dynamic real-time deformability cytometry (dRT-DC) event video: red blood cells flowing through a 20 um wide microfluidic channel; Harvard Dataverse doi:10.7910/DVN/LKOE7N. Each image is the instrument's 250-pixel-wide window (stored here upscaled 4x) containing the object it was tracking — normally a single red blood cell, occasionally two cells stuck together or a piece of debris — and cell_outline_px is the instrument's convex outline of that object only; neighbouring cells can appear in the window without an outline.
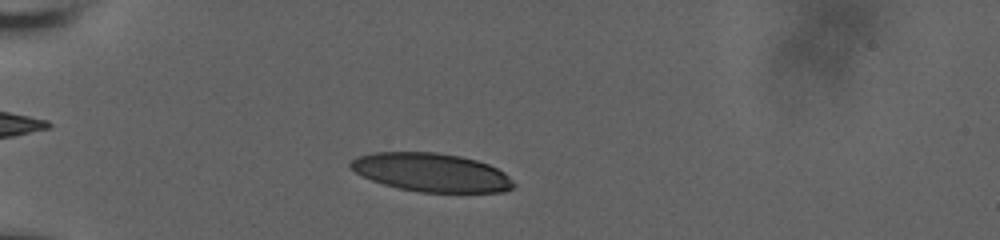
{"species": "human", "species_latin": "Homo sapiens", "temperature_condition": "room temperature", "stored_images_in_passage": 35, "camera_frame_rate_fps": 3000, "um_per_image_px": 0.085, "donor": {"sex": "male"}, "frame": {"image": 1, "passage_image": 14, "time_ms": 2.667, "image_size_px": [1000, 240], "cell_outline_px": [[516, 184], [512, 188], [504, 192], [420, 192], [400, 188], [384, 184], [372, 180], [348, 168], [348, 164], [356, 156], [372, 152], [436, 152], [460, 156], [476, 160], [488, 164], [504, 172]], "centroid_in_image_um": [36.65, 14.65], "position_along_channel_um": 48.4, "area_um2": 36.59}}
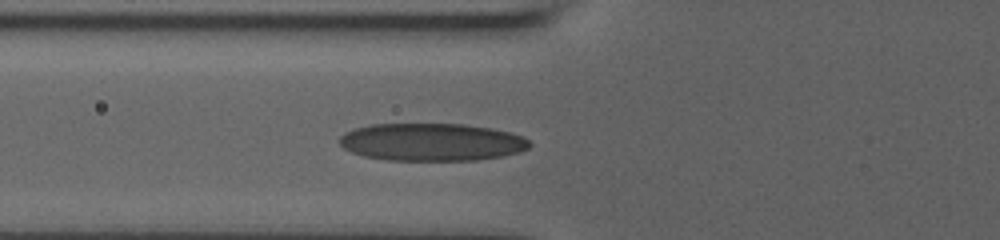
{"frame": {"image": 2, "passage_image": 25, "time_ms": 4.667, "image_size_px": [1000, 240], "cell_outline_px": [[532, 144], [528, 148], [520, 152], [504, 156], [476, 160], [388, 160], [364, 156], [352, 152], [344, 148], [336, 140], [344, 132], [356, 128], [372, 124], [464, 124], [492, 128], [512, 132], [524, 136]], "centroid_in_image_um": [36.72, 12.07], "position_along_channel_um": 89.1, "area_um2": 42.02}}
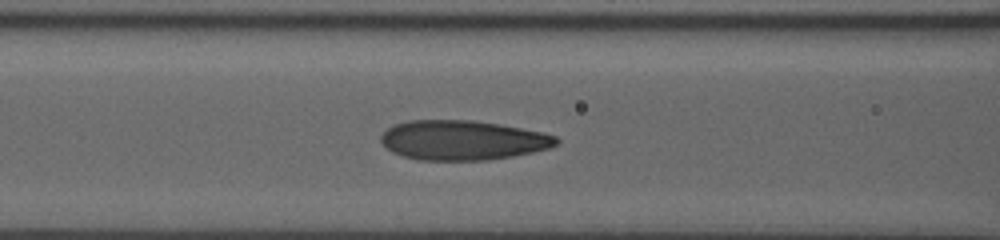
{"frame": {"image": 3, "passage_image": 31, "time_ms": 5.667, "image_size_px": [1000, 240], "cell_outline_px": [[560, 140], [556, 144], [548, 148], [532, 152], [512, 156], [488, 160], [416, 160], [400, 156], [392, 152], [380, 140], [380, 136], [392, 124], [408, 120], [472, 120], [500, 124], [540, 132], [556, 136]], "centroid_in_image_um": [39.28, 11.92], "position_along_channel_um": 127.3, "area_um2": 40.58}}